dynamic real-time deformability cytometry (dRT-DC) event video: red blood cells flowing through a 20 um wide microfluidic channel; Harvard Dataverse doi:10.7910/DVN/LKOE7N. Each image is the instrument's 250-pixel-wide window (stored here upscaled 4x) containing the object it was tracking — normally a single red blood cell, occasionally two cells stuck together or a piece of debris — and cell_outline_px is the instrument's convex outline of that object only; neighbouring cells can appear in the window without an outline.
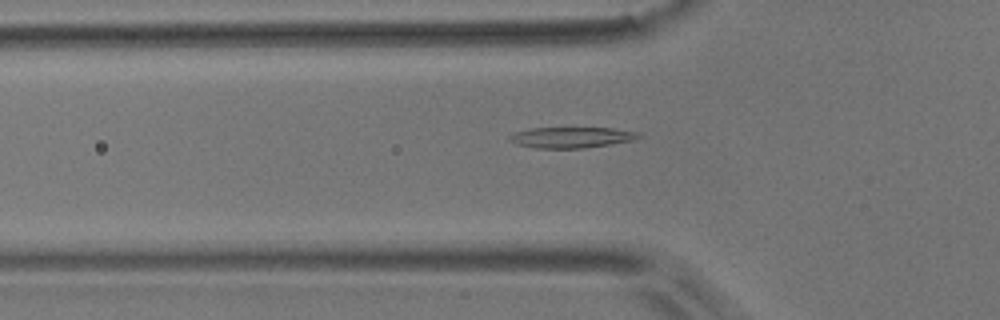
{"species": "common noctule bat (a hibernating species)", "species_latin": "Nyctalus noctula", "temperature_condition": "room temperature", "stored_images_in_passage": 44, "camera_frame_rate_fps": 3000, "um_per_image_px": 0.085, "animal": {"sex": "male", "body_mass_g": 17.9}, "frame": {"image": 1, "passage_image": 8, "time_ms": 2.333, "image_size_px": [1000, 320], "cell_outline_px": [[644, 136], [632, 140], [584, 148], [532, 148], [516, 144], [508, 140], [508, 136], [516, 132], [532, 128], [612, 128], [636, 132]], "centroid_in_image_um": [48.52, 11.68], "position_along_channel_um": 77.3, "area_um2": 15.55}}
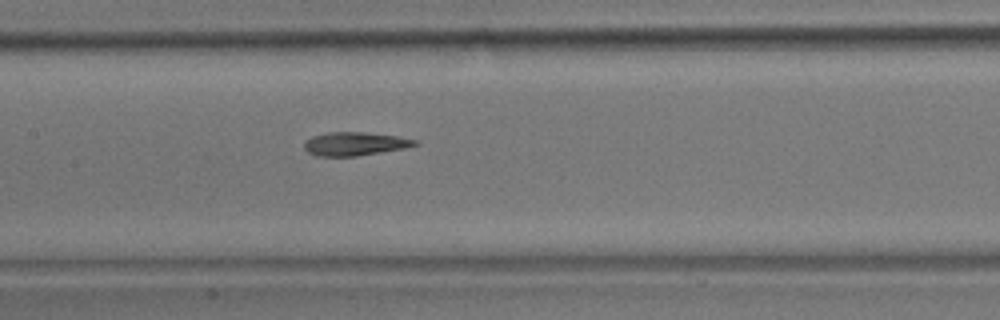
{"frame": {"image": 2, "passage_image": 16, "time_ms": 5.0, "image_size_px": [1000, 320], "cell_outline_px": [[420, 144], [408, 148], [356, 156], [316, 156], [308, 152], [304, 148], [304, 144], [312, 136], [328, 132], [364, 132], [396, 136], [416, 140]], "centroid_in_image_um": [30.19, 12.23], "position_along_channel_um": 177.2, "area_um2": 15.14}}
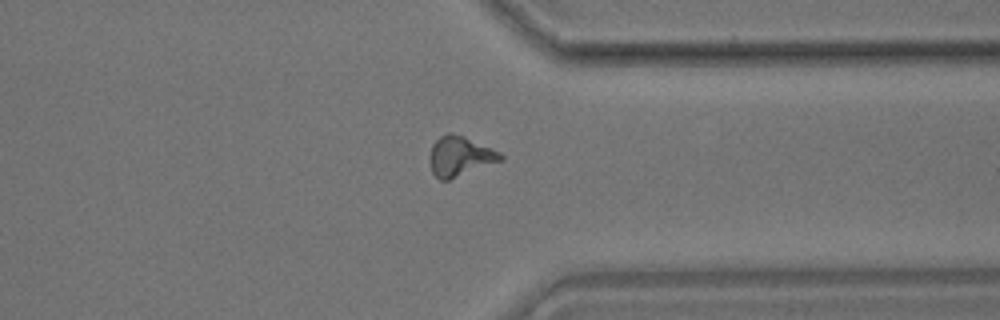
{"frame": {"image": 3, "passage_image": 32, "time_ms": 10.333, "image_size_px": [1000, 320], "cell_outline_px": [[504, 160], [448, 180], [440, 180], [432, 172], [432, 144], [440, 136], [448, 132], [452, 132], [464, 136], [500, 152], [504, 156]], "centroid_in_image_um": [39.15, 13.27], "position_along_channel_um": 372.3, "area_um2": 16.18}, "authors_computed_cell_mechanics": {"area_um2": 15.3748, "velocity_mm_per_s": 3.7107, "shape_relaxation_time_tau1_ms": 7.424, "shape_relaxation_time_tau2_ms": 5.3685, "deformation_change_tau1": 0.2337, "deformation_change_tau2": 0.1327}}